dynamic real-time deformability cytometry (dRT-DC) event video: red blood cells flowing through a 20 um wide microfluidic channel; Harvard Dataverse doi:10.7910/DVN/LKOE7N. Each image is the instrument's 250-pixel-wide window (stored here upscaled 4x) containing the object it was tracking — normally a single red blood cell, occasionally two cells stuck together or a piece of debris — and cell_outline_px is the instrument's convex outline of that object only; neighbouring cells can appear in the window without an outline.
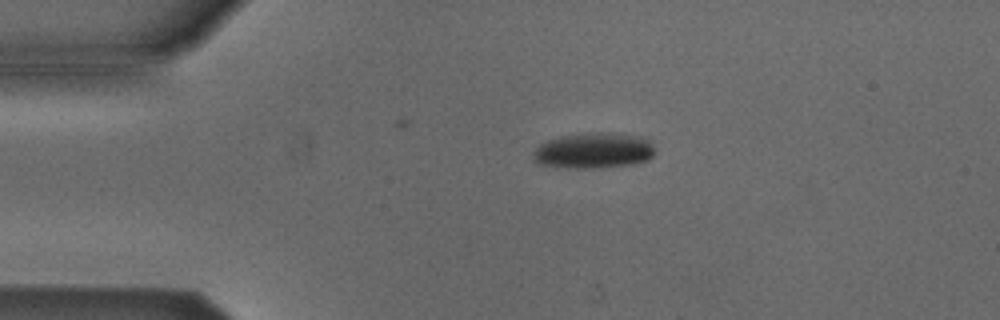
{"species": "Egyptian fruit bat (a non-hibernating species)", "species_latin": "Rousettus aegyptiacus", "temperature_condition": "cold", "stored_images_in_passage": 4, "camera_frame_rate_fps": 3000, "um_per_image_px": 0.085, "animal": {"sex": "male"}, "frame": {"image": 1, "passage_image": 3, "time_ms": 2.333, "image_size_px": [1000, 320], "cell_outline_px": [[652, 156], [648, 160], [632, 164], [600, 168], [568, 168], [540, 164], [532, 160], [532, 152], [540, 144], [548, 140], [560, 136], [600, 132], [612, 132], [640, 136], [652, 140]], "centroid_in_image_um": [50.45, 12.8], "position_along_channel_um": 34.5, "area_um2": 25.49}}
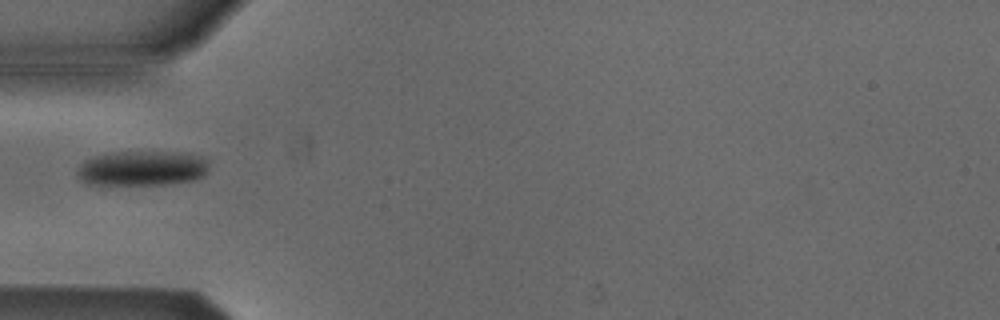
{"frame": {"image": 2, "passage_image": 4, "time_ms": 4.333, "image_size_px": [1000, 320], "cell_outline_px": [[208, 168], [204, 176], [192, 180], [164, 184], [88, 184], [80, 180], [76, 176], [76, 172], [80, 164], [84, 160], [96, 156], [112, 152], [188, 152], [200, 156], [208, 160]], "centroid_in_image_um": [12.08, 14.29], "position_along_channel_um": 72.9, "area_um2": 26.93}}